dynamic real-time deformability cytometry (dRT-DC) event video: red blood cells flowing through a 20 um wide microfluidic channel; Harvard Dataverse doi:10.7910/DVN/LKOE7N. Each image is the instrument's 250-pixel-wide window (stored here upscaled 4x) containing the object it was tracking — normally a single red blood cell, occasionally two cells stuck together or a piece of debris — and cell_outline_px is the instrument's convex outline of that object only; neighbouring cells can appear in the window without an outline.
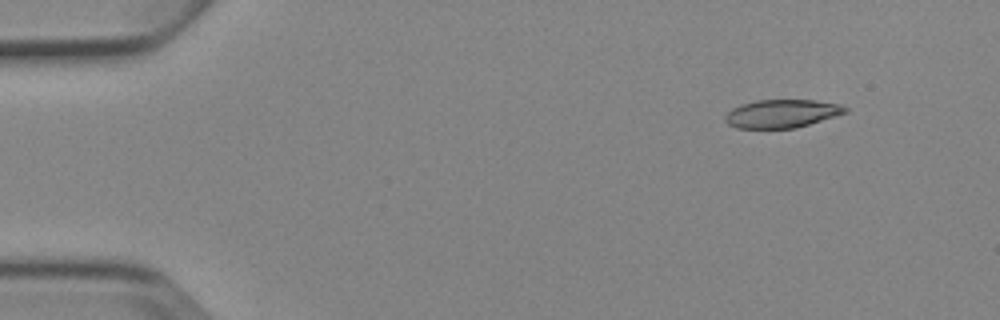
{"species": "Egyptian fruit bat (a non-hibernating species)", "species_latin": "Rousettus aegyptiacus", "temperature_condition": "cold", "stored_images_in_passage": 5, "camera_frame_rate_fps": 3000, "um_per_image_px": 0.085, "animal": {"sex": "female"}, "frame": {"image": 1, "passage_image": 1, "time_ms": 0.0, "image_size_px": [1000, 320], "cell_outline_px": [[848, 112], [796, 128], [736, 128], [728, 124], [724, 120], [724, 116], [732, 108], [740, 104], [756, 100], [812, 100], [840, 104], [848, 108]], "centroid_in_image_um": [66.43, 9.65], "position_along_channel_um": 18.6, "area_um2": 19.77}}